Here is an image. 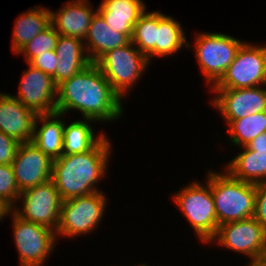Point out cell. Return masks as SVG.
<instances>
[{"instance_id": "d6a6232c", "label": "cell", "mask_w": 266, "mask_h": 266, "mask_svg": "<svg viewBox=\"0 0 266 266\" xmlns=\"http://www.w3.org/2000/svg\"><path fill=\"white\" fill-rule=\"evenodd\" d=\"M249 266H266V254L251 261Z\"/></svg>"}, {"instance_id": "9c48e42d", "label": "cell", "mask_w": 266, "mask_h": 266, "mask_svg": "<svg viewBox=\"0 0 266 266\" xmlns=\"http://www.w3.org/2000/svg\"><path fill=\"white\" fill-rule=\"evenodd\" d=\"M23 209L13 212L20 218L46 226L56 232L60 219L62 199L52 180L22 191Z\"/></svg>"}, {"instance_id": "5b68a950", "label": "cell", "mask_w": 266, "mask_h": 266, "mask_svg": "<svg viewBox=\"0 0 266 266\" xmlns=\"http://www.w3.org/2000/svg\"><path fill=\"white\" fill-rule=\"evenodd\" d=\"M130 42L125 46L114 48L102 55L95 64L102 71L112 89L120 96L127 93L142 71L148 67V58Z\"/></svg>"}, {"instance_id": "7c38bea8", "label": "cell", "mask_w": 266, "mask_h": 266, "mask_svg": "<svg viewBox=\"0 0 266 266\" xmlns=\"http://www.w3.org/2000/svg\"><path fill=\"white\" fill-rule=\"evenodd\" d=\"M29 67L22 76L15 98L37 115L56 113L57 85L53 77L31 65Z\"/></svg>"}, {"instance_id": "4316f807", "label": "cell", "mask_w": 266, "mask_h": 266, "mask_svg": "<svg viewBox=\"0 0 266 266\" xmlns=\"http://www.w3.org/2000/svg\"><path fill=\"white\" fill-rule=\"evenodd\" d=\"M59 33L50 24L46 29L37 34L24 47H22L17 54L23 53L27 62L37 55L46 53L49 50H55Z\"/></svg>"}, {"instance_id": "83f0119b", "label": "cell", "mask_w": 266, "mask_h": 266, "mask_svg": "<svg viewBox=\"0 0 266 266\" xmlns=\"http://www.w3.org/2000/svg\"><path fill=\"white\" fill-rule=\"evenodd\" d=\"M20 193L12 166L0 164V199L14 208L13 202L19 200Z\"/></svg>"}, {"instance_id": "52a82bcc", "label": "cell", "mask_w": 266, "mask_h": 266, "mask_svg": "<svg viewBox=\"0 0 266 266\" xmlns=\"http://www.w3.org/2000/svg\"><path fill=\"white\" fill-rule=\"evenodd\" d=\"M102 193L95 192L62 201L56 233L72 238L93 231L106 208V198Z\"/></svg>"}, {"instance_id": "7a4b0ae2", "label": "cell", "mask_w": 266, "mask_h": 266, "mask_svg": "<svg viewBox=\"0 0 266 266\" xmlns=\"http://www.w3.org/2000/svg\"><path fill=\"white\" fill-rule=\"evenodd\" d=\"M110 148L105 136L88 152L62 155L53 161L51 180L62 201L100 192L94 185L107 172Z\"/></svg>"}, {"instance_id": "30bf717a", "label": "cell", "mask_w": 266, "mask_h": 266, "mask_svg": "<svg viewBox=\"0 0 266 266\" xmlns=\"http://www.w3.org/2000/svg\"><path fill=\"white\" fill-rule=\"evenodd\" d=\"M14 240L21 266H41L57 240L50 228L24 220L13 214Z\"/></svg>"}, {"instance_id": "2e32d148", "label": "cell", "mask_w": 266, "mask_h": 266, "mask_svg": "<svg viewBox=\"0 0 266 266\" xmlns=\"http://www.w3.org/2000/svg\"><path fill=\"white\" fill-rule=\"evenodd\" d=\"M236 156L226 171L236 179L258 184L266 181V132L255 137Z\"/></svg>"}, {"instance_id": "8992f818", "label": "cell", "mask_w": 266, "mask_h": 266, "mask_svg": "<svg viewBox=\"0 0 266 266\" xmlns=\"http://www.w3.org/2000/svg\"><path fill=\"white\" fill-rule=\"evenodd\" d=\"M266 46L242 43L224 75L212 89H241L265 85ZM261 84V85H260Z\"/></svg>"}, {"instance_id": "277c9868", "label": "cell", "mask_w": 266, "mask_h": 266, "mask_svg": "<svg viewBox=\"0 0 266 266\" xmlns=\"http://www.w3.org/2000/svg\"><path fill=\"white\" fill-rule=\"evenodd\" d=\"M207 180L206 187L194 182L173 196L196 235H199L198 237L205 243L212 240L218 229L209 175Z\"/></svg>"}, {"instance_id": "603a6c76", "label": "cell", "mask_w": 266, "mask_h": 266, "mask_svg": "<svg viewBox=\"0 0 266 266\" xmlns=\"http://www.w3.org/2000/svg\"><path fill=\"white\" fill-rule=\"evenodd\" d=\"M87 121H73L68 126L64 125L63 129V151L62 155H72L85 153L94 148L104 137L105 134L94 136L93 128Z\"/></svg>"}, {"instance_id": "7402d4cb", "label": "cell", "mask_w": 266, "mask_h": 266, "mask_svg": "<svg viewBox=\"0 0 266 266\" xmlns=\"http://www.w3.org/2000/svg\"><path fill=\"white\" fill-rule=\"evenodd\" d=\"M12 50L14 53L24 47L32 38L46 29L50 23V10L38 7L24 12L15 21Z\"/></svg>"}, {"instance_id": "44dd1931", "label": "cell", "mask_w": 266, "mask_h": 266, "mask_svg": "<svg viewBox=\"0 0 266 266\" xmlns=\"http://www.w3.org/2000/svg\"><path fill=\"white\" fill-rule=\"evenodd\" d=\"M61 116L62 114L57 112L54 114L37 115L34 124L32 143L52 160H56L62 156L64 142L63 129L65 123L60 120ZM38 121L42 122L39 130H37Z\"/></svg>"}, {"instance_id": "6da1fadb", "label": "cell", "mask_w": 266, "mask_h": 266, "mask_svg": "<svg viewBox=\"0 0 266 266\" xmlns=\"http://www.w3.org/2000/svg\"><path fill=\"white\" fill-rule=\"evenodd\" d=\"M122 98L95 63L57 86L56 112L77 109L85 119L113 121L122 115Z\"/></svg>"}, {"instance_id": "ffe728a7", "label": "cell", "mask_w": 266, "mask_h": 266, "mask_svg": "<svg viewBox=\"0 0 266 266\" xmlns=\"http://www.w3.org/2000/svg\"><path fill=\"white\" fill-rule=\"evenodd\" d=\"M85 39L87 43L84 47L88 51L87 56L91 63H95L108 51L131 42L126 34L112 30L98 12L94 14L91 20Z\"/></svg>"}, {"instance_id": "ac0fdd59", "label": "cell", "mask_w": 266, "mask_h": 266, "mask_svg": "<svg viewBox=\"0 0 266 266\" xmlns=\"http://www.w3.org/2000/svg\"><path fill=\"white\" fill-rule=\"evenodd\" d=\"M145 10L142 0H103L97 12L112 30L131 39L134 25Z\"/></svg>"}, {"instance_id": "4dcf8cb0", "label": "cell", "mask_w": 266, "mask_h": 266, "mask_svg": "<svg viewBox=\"0 0 266 266\" xmlns=\"http://www.w3.org/2000/svg\"><path fill=\"white\" fill-rule=\"evenodd\" d=\"M256 205L254 218L266 230V181L256 184Z\"/></svg>"}, {"instance_id": "e0dca14e", "label": "cell", "mask_w": 266, "mask_h": 266, "mask_svg": "<svg viewBox=\"0 0 266 266\" xmlns=\"http://www.w3.org/2000/svg\"><path fill=\"white\" fill-rule=\"evenodd\" d=\"M88 0L67 2L57 13L50 11V23L61 35L85 40L91 20L96 12L87 4Z\"/></svg>"}, {"instance_id": "3957f363", "label": "cell", "mask_w": 266, "mask_h": 266, "mask_svg": "<svg viewBox=\"0 0 266 266\" xmlns=\"http://www.w3.org/2000/svg\"><path fill=\"white\" fill-rule=\"evenodd\" d=\"M209 186L213 195L218 226L254 217L256 184L244 182L224 174L209 172Z\"/></svg>"}, {"instance_id": "d6986e66", "label": "cell", "mask_w": 266, "mask_h": 266, "mask_svg": "<svg viewBox=\"0 0 266 266\" xmlns=\"http://www.w3.org/2000/svg\"><path fill=\"white\" fill-rule=\"evenodd\" d=\"M84 45L81 39L59 34L55 47L56 56L58 57L55 71V84L57 86L91 64L85 53Z\"/></svg>"}, {"instance_id": "9a60e30c", "label": "cell", "mask_w": 266, "mask_h": 266, "mask_svg": "<svg viewBox=\"0 0 266 266\" xmlns=\"http://www.w3.org/2000/svg\"><path fill=\"white\" fill-rule=\"evenodd\" d=\"M37 114L10 94H0V131L19 143L32 142Z\"/></svg>"}, {"instance_id": "ba28073f", "label": "cell", "mask_w": 266, "mask_h": 266, "mask_svg": "<svg viewBox=\"0 0 266 266\" xmlns=\"http://www.w3.org/2000/svg\"><path fill=\"white\" fill-rule=\"evenodd\" d=\"M196 58L207 83L216 84L234 61L243 42L220 33H199L196 37Z\"/></svg>"}, {"instance_id": "d4e9b609", "label": "cell", "mask_w": 266, "mask_h": 266, "mask_svg": "<svg viewBox=\"0 0 266 266\" xmlns=\"http://www.w3.org/2000/svg\"><path fill=\"white\" fill-rule=\"evenodd\" d=\"M230 140L234 145L247 146L255 137L266 132V111L237 120H226Z\"/></svg>"}, {"instance_id": "cb8c5ba5", "label": "cell", "mask_w": 266, "mask_h": 266, "mask_svg": "<svg viewBox=\"0 0 266 266\" xmlns=\"http://www.w3.org/2000/svg\"><path fill=\"white\" fill-rule=\"evenodd\" d=\"M190 47L178 21L158 12V29H156L155 56L171 55L183 45Z\"/></svg>"}, {"instance_id": "8fae6325", "label": "cell", "mask_w": 266, "mask_h": 266, "mask_svg": "<svg viewBox=\"0 0 266 266\" xmlns=\"http://www.w3.org/2000/svg\"><path fill=\"white\" fill-rule=\"evenodd\" d=\"M215 239L223 247L248 255L252 261L266 254V230L254 217L219 225L210 242Z\"/></svg>"}, {"instance_id": "1f68e13d", "label": "cell", "mask_w": 266, "mask_h": 266, "mask_svg": "<svg viewBox=\"0 0 266 266\" xmlns=\"http://www.w3.org/2000/svg\"><path fill=\"white\" fill-rule=\"evenodd\" d=\"M12 209L13 208L8 203L0 199V220L4 218V216H7L8 213L11 215Z\"/></svg>"}, {"instance_id": "5bb4252c", "label": "cell", "mask_w": 266, "mask_h": 266, "mask_svg": "<svg viewBox=\"0 0 266 266\" xmlns=\"http://www.w3.org/2000/svg\"><path fill=\"white\" fill-rule=\"evenodd\" d=\"M216 92L213 105L226 120H237L266 111V89L257 87L241 89H212ZM219 93V94H218Z\"/></svg>"}, {"instance_id": "4fadbf2b", "label": "cell", "mask_w": 266, "mask_h": 266, "mask_svg": "<svg viewBox=\"0 0 266 266\" xmlns=\"http://www.w3.org/2000/svg\"><path fill=\"white\" fill-rule=\"evenodd\" d=\"M53 161L32 142L20 143L11 164L19 191L51 180Z\"/></svg>"}, {"instance_id": "f1b7e54d", "label": "cell", "mask_w": 266, "mask_h": 266, "mask_svg": "<svg viewBox=\"0 0 266 266\" xmlns=\"http://www.w3.org/2000/svg\"><path fill=\"white\" fill-rule=\"evenodd\" d=\"M29 65L38 68L45 72L46 74L53 77L55 82V71L58 64V57L56 56L55 50L46 51L41 55H37L32 58L29 62Z\"/></svg>"}, {"instance_id": "f546056e", "label": "cell", "mask_w": 266, "mask_h": 266, "mask_svg": "<svg viewBox=\"0 0 266 266\" xmlns=\"http://www.w3.org/2000/svg\"><path fill=\"white\" fill-rule=\"evenodd\" d=\"M19 144L17 140L0 131V164L13 163Z\"/></svg>"}, {"instance_id": "484cf974", "label": "cell", "mask_w": 266, "mask_h": 266, "mask_svg": "<svg viewBox=\"0 0 266 266\" xmlns=\"http://www.w3.org/2000/svg\"><path fill=\"white\" fill-rule=\"evenodd\" d=\"M156 29H158V11L144 12L133 28L131 42L137 44L139 51L148 58L155 55Z\"/></svg>"}]
</instances>
